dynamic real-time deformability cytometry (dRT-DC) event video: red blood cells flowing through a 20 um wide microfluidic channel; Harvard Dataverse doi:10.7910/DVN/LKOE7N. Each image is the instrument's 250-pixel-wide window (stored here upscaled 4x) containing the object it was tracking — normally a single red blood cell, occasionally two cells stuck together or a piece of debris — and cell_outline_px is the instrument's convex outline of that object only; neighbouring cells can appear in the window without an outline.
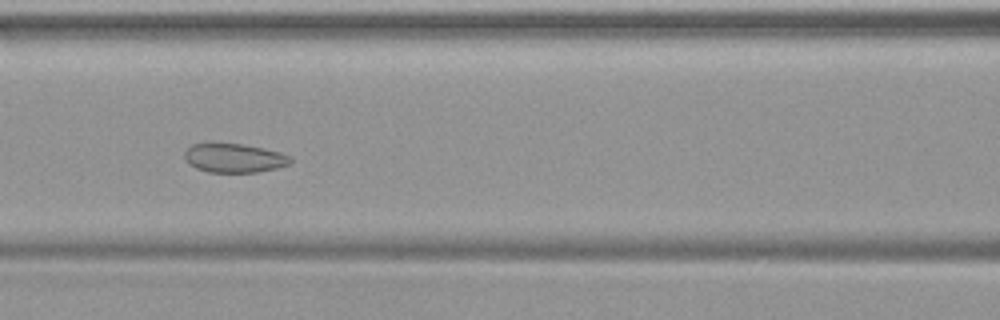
{"species": "common noctule bat (a hibernating species)", "species_latin": "Nyctalus noctula", "temperature_condition": "warm", "stored_images_in_passage": 33, "camera_frame_rate_fps": 3000, "um_per_image_px": 0.085, "animal": {"sex": "female", "body_mass_g": 19.9}, "frame": {"image": 1, "passage_image": 13, "time_ms": 4.0, "image_size_px": [1000, 320], "cell_outline_px": [[292, 164], [276, 168], [256, 172], [208, 172], [196, 168], [188, 164], [184, 160], [184, 152], [192, 144], [208, 140], [212, 140], [240, 144], [264, 148], [280, 152], [292, 156]], "centroid_in_image_um": [19.85, 13.39], "position_along_channel_um": 146.7, "area_um2": 18.67}}
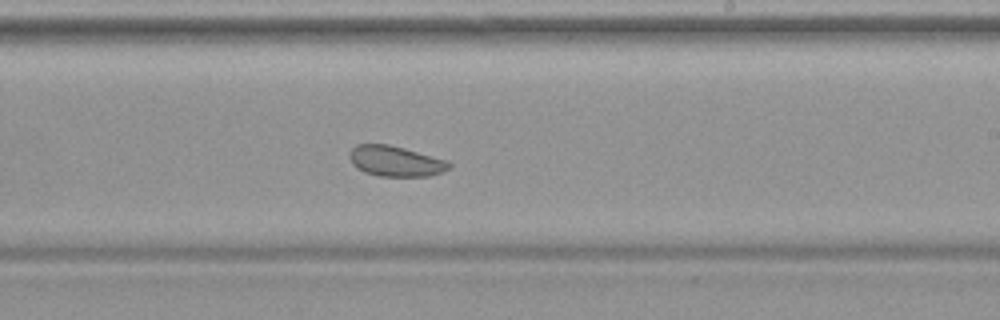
{"frame": {"image": 2, "passage_image": 21, "time_ms": 6.667, "image_size_px": [1000, 320], "cell_outline_px": [[452, 168], [428, 176], [380, 176], [364, 172], [356, 168], [352, 164], [348, 156], [352, 148], [356, 144], [388, 144], [404, 148], [448, 160], [452, 164]], "centroid_in_image_um": [33.61, 13.69], "position_along_channel_um": 255.4, "area_um2": 17.8}}
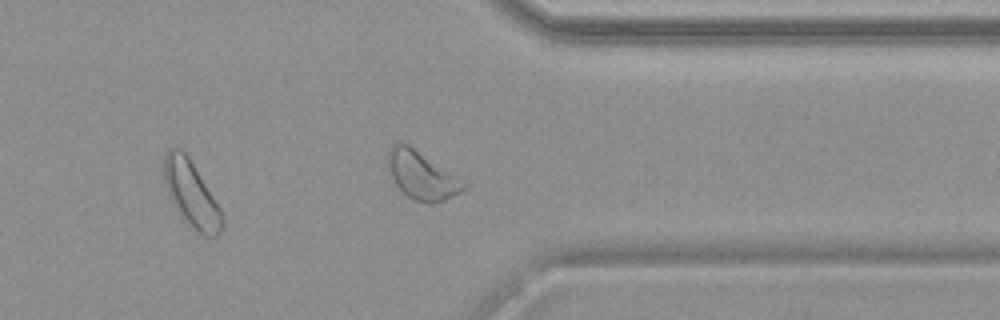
{"frame": {"image": 3, "passage_image": 30, "time_ms": 9.667, "image_size_px": [1000, 320], "cell_outline_px": [[224, 224], [220, 232], [216, 236], [204, 236], [192, 228], [180, 216], [172, 204], [164, 180], [164, 156], [168, 148], [180, 148], [188, 156], [220, 208], [224, 220]], "centroid_in_image_um": [16.25, 16.51], "position_along_channel_um": 395.1, "area_um2": 22.14}}